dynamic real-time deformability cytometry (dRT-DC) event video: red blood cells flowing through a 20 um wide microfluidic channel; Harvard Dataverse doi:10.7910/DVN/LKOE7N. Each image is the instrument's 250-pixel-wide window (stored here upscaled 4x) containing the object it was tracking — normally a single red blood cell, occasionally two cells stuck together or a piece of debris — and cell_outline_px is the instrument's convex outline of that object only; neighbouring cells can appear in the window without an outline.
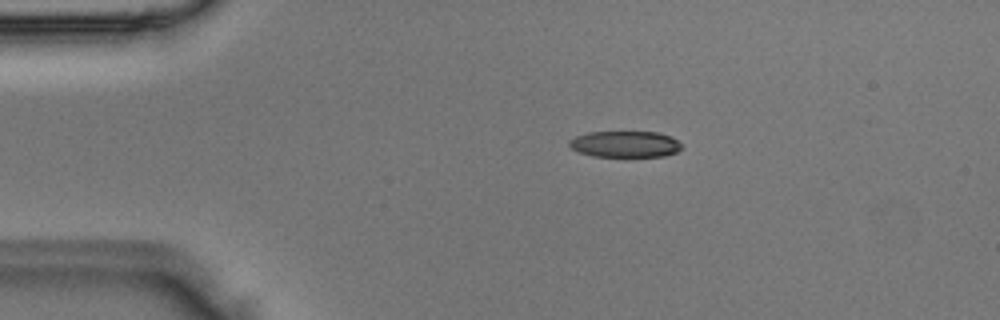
{"species": "Egyptian fruit bat (a non-hibernating species)", "species_latin": "Rousettus aegyptiacus", "temperature_condition": "room temperature", "stored_images_in_passage": 3, "camera_frame_rate_fps": 3000, "um_per_image_px": 0.085, "animal": {"sex": "male"}, "frame": {"image": 1, "passage_image": 2, "time_ms": 0.333, "image_size_px": [1000, 320], "cell_outline_px": [[684, 148], [676, 152], [664, 156], [592, 156], [580, 152], [572, 148], [568, 144], [568, 140], [576, 136], [588, 132], [656, 132], [672, 136]], "centroid_in_image_um": [53.14, 12.25], "position_along_channel_um": 31.9, "area_um2": 17.17}}